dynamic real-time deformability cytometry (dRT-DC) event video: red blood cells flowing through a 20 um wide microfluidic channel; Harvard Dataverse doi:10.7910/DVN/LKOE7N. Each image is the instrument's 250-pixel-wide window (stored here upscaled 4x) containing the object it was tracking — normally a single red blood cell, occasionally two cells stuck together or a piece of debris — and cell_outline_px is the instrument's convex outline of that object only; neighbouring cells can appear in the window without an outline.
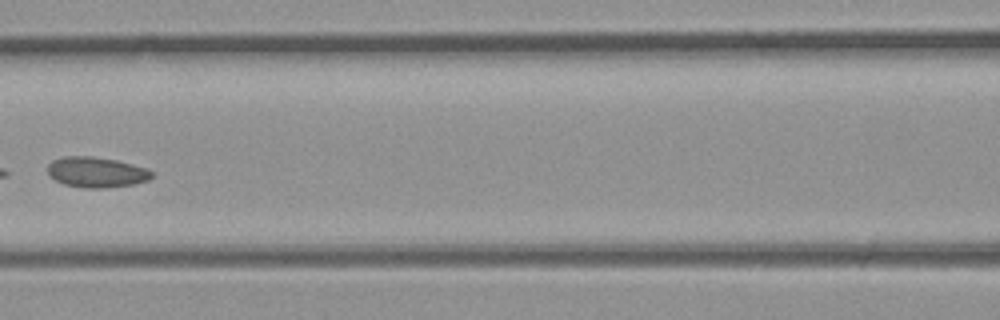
{"species": "common noctule bat (a hibernating species)", "species_latin": "Nyctalus noctula", "temperature_condition": "room temperature", "stored_images_in_passage": 35, "camera_frame_rate_fps": 3000, "um_per_image_px": 0.085, "animal": {"sex": "male", "body_mass_g": 23.1, "forearm_length_mm": 52.7}, "frame": {"image": 1, "passage_image": 16, "time_ms": 5.0, "image_size_px": [1000, 320], "cell_outline_px": [[152, 176], [148, 180], [132, 184], [104, 188], [84, 188], [64, 184], [48, 176], [48, 164], [52, 160], [64, 156], [92, 156], [116, 160], [148, 168], [152, 172]], "centroid_in_image_um": [8.17, 14.63], "position_along_channel_um": 158.4, "area_um2": 18.5}}
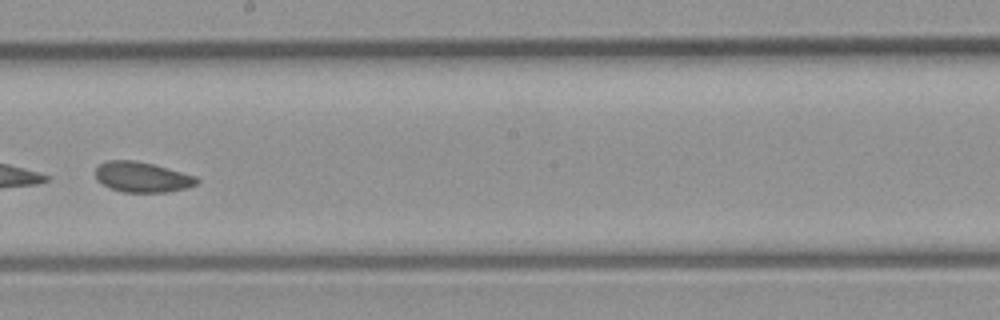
{"frame": {"image": 2, "passage_image": 20, "time_ms": 6.333, "image_size_px": [1000, 320], "cell_outline_px": [[200, 180], [196, 184], [184, 188], [168, 192], [124, 192], [112, 188], [96, 180], [96, 168], [100, 164], [108, 160], [132, 160], [152, 164], [168, 168], [196, 176]], "centroid_in_image_um": [12.09, 15.05], "position_along_channel_um": 236.1, "area_um2": 17.69}}